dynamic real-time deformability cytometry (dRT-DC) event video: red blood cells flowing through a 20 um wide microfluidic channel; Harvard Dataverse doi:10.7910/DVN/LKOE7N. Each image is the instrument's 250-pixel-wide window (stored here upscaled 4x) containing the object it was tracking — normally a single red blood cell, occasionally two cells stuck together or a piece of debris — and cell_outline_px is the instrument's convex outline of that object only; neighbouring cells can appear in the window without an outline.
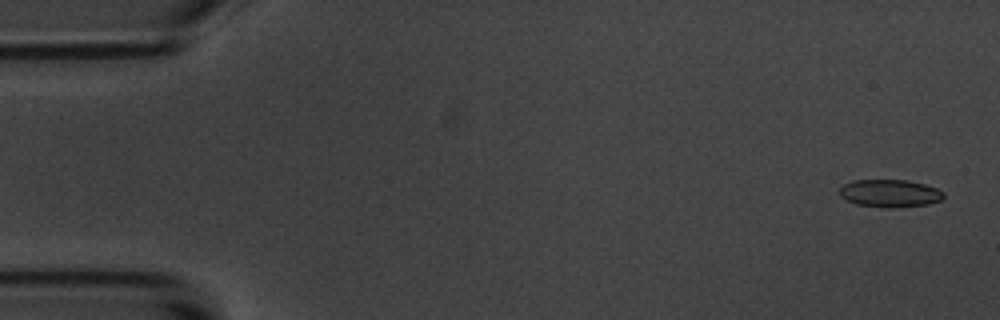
{"species": "common noctule bat (a hibernating species)", "species_latin": "Nyctalus noctula", "temperature_condition": "room temperature", "stored_images_in_passage": 55, "camera_frame_rate_fps": 3000, "um_per_image_px": 0.085, "animal": {"sex": "male", "body_mass_g": 20.1, "forearm_length_mm": 53.5}, "frame": {"image": 1, "passage_image": 1, "time_ms": 0.0, "image_size_px": [1000, 320], "cell_outline_px": [[944, 196], [940, 200], [928, 204], [892, 208], [884, 208], [856, 204], [840, 196], [840, 188], [844, 184], [852, 180], [908, 180], [924, 184], [936, 188], [944, 192]], "centroid_in_image_um": [75.63, 16.43], "position_along_channel_um": 9.4, "area_um2": 16.76}}
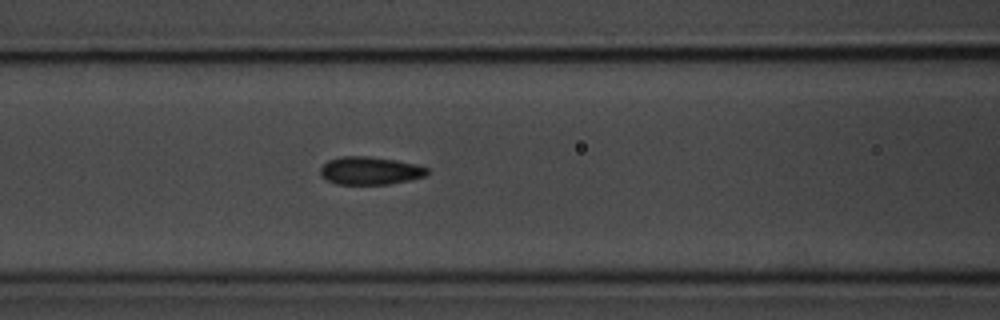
{"frame": {"image": 2, "passage_image": 22, "time_ms": 7.0, "image_size_px": [1000, 320], "cell_outline_px": [[428, 172], [424, 176], [408, 180], [388, 184], [336, 184], [320, 176], [320, 168], [328, 160], [340, 156], [368, 156], [396, 160], [416, 164], [428, 168]], "centroid_in_image_um": [31.42, 14.5], "position_along_channel_um": 135.2, "area_um2": 17.34}}
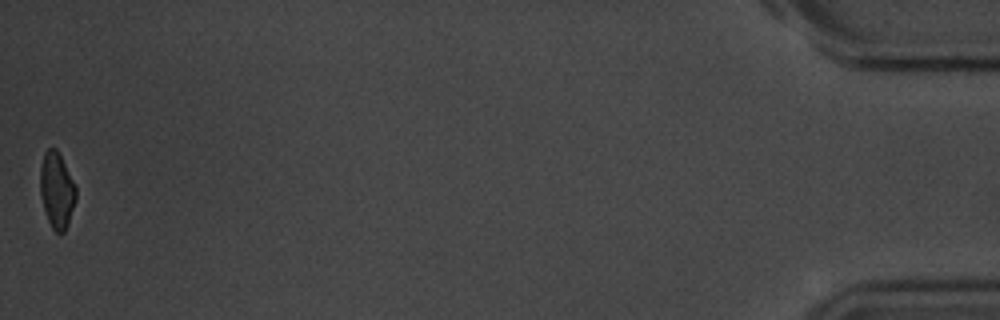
{"frame": {"image": 3, "passage_image": 55, "time_ms": 18.0, "image_size_px": [1000, 320], "cell_outline_px": [[76, 200], [68, 224], [64, 232], [56, 232], [52, 228], [48, 220], [40, 196], [40, 168], [44, 152], [48, 148], [56, 148], [76, 188]], "centroid_in_image_um": [4.81, 16.18], "position_along_channel_um": 430.4, "area_um2": 15.61}, "authors_computed_cell_mechanics": {"area_um2": 17.2822, "velocity_mm_per_s": 3.5704, "shape_relaxation_time_tau1_ms": 4.1689, "shape_relaxation_time_tau2_ms": 1.5299, "deformation_change_tau1": 0.1247, "deformation_change_tau2": 0.0659}}